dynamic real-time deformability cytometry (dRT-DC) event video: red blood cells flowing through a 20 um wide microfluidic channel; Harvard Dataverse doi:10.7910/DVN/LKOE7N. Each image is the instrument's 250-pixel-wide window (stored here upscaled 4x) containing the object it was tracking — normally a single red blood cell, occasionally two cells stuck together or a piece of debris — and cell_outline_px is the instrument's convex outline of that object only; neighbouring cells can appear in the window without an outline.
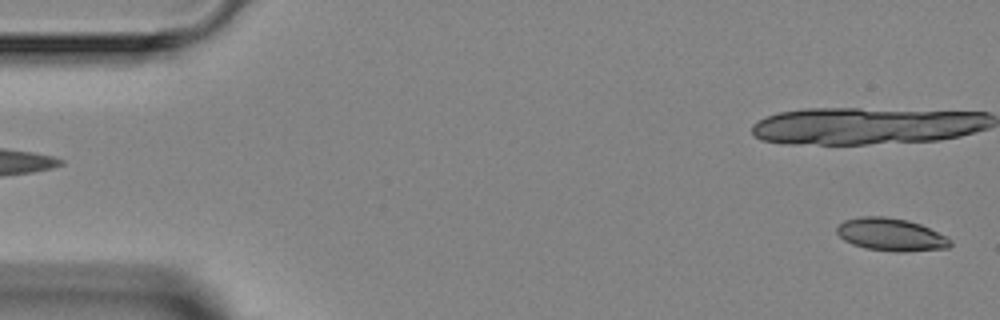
{"species": "Egyptian fruit bat (a non-hibernating species)", "species_latin": "Rousettus aegyptiacus", "temperature_condition": "room temperature", "stored_images_in_passage": 4, "segment_of_instrument_passage": [2, 2], "camera_frame_rate_fps": 3000, "um_per_image_px": 0.085, "animal": {"sex": "female"}, "frame": {"image": 1, "passage_image": 4, "time_ms": 4.667, "image_size_px": [1000, 320], "cell_outline_px": [[952, 244], [948, 248], [904, 252], [896, 252], [864, 248], [852, 244], [844, 240], [836, 232], [836, 228], [844, 220], [860, 216], [884, 216], [908, 220], [920, 224], [948, 236], [952, 240]], "centroid_in_image_um": [75.75, 19.94], "position_along_channel_um": 9.2, "area_um2": 21.85}}